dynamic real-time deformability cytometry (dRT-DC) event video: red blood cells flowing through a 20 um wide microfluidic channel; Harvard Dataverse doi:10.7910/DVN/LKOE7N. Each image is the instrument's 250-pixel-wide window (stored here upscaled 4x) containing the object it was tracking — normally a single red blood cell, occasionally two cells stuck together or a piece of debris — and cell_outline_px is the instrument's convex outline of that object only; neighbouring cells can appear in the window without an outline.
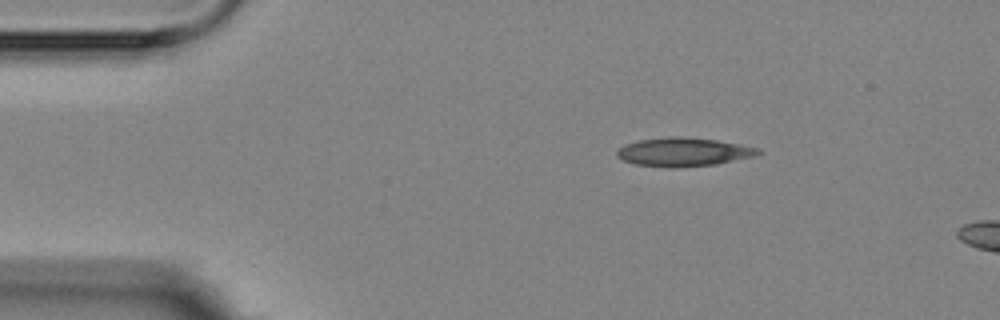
{"species": "Egyptian fruit bat (a non-hibernating species)", "species_latin": "Rousettus aegyptiacus", "temperature_condition": "room temperature", "stored_images_in_passage": 3, "segment_of_instrument_passage": [1, 2], "camera_frame_rate_fps": 3000, "um_per_image_px": 0.085, "animal": {"sex": "female"}, "frame": {"image": 1, "passage_image": 1, "time_ms": 0.0, "image_size_px": [1000, 320], "cell_outline_px": [[764, 152], [756, 156], [716, 164], [680, 168], [672, 168], [632, 164], [620, 160], [616, 156], [616, 152], [620, 148], [628, 144], [640, 140], [672, 136], [680, 136], [716, 140], [760, 148]], "centroid_in_image_um": [58.11, 12.93], "position_along_channel_um": 26.9, "area_um2": 23.76}}